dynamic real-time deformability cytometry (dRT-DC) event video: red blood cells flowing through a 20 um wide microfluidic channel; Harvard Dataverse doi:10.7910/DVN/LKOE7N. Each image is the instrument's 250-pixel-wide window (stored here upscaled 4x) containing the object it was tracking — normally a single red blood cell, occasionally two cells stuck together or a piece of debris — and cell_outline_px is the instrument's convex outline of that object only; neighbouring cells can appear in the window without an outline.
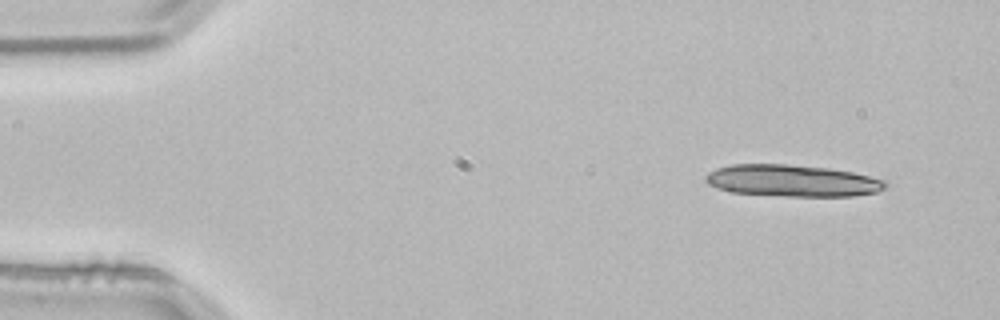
{"species": "common noctule bat (a hibernating species)", "species_latin": "Nyctalus noctula", "temperature_condition": "room temperature", "stored_images_in_passage": 4, "camera_frame_rate_fps": 3000, "um_per_image_px": 0.085, "animal": {"sex": "male", "body_mass_g": 21.5, "forearm_length_mm": 52.0}, "frame": {"image": 1, "passage_image": 1, "time_ms": 0.0, "image_size_px": [1000, 320], "cell_outline_px": [[888, 184], [884, 188], [876, 192], [852, 196], [788, 196], [732, 192], [716, 188], [708, 184], [704, 180], [704, 176], [708, 172], [716, 168], [732, 164], [784, 164], [828, 168], [852, 172], [888, 180]], "centroid_in_image_um": [67.33, 15.35], "position_along_channel_um": 17.7, "area_um2": 33.41}}
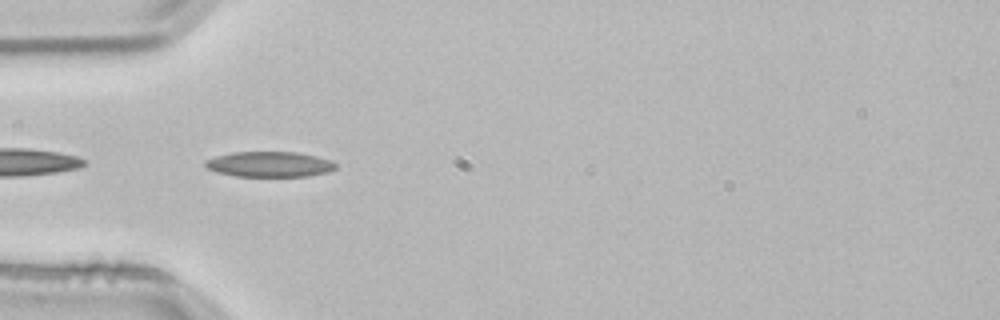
{"frame": {"image": 2, "passage_image": 4, "time_ms": 1.0, "image_size_px": [1000, 320], "cell_outline_px": [[336, 168], [328, 172], [308, 176], [236, 176], [216, 172], [208, 168], [204, 164], [204, 160], [216, 156], [232, 152], [296, 152], [316, 156], [332, 160], [336, 164]], "centroid_in_image_um": [22.91, 13.96], "position_along_channel_um": 62.1, "area_um2": 19.31}}